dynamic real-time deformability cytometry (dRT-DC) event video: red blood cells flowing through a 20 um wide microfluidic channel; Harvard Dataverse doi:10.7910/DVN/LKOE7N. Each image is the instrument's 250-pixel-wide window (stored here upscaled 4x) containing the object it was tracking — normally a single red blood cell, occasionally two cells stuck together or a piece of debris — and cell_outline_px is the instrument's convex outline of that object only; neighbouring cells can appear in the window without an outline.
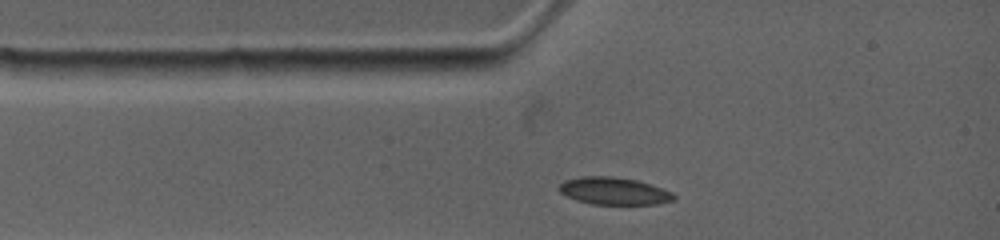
{"species": "common noctule bat (a hibernating species)", "species_latin": "Nyctalus noctula", "temperature_condition": "warm", "stored_images_in_passage": 3, "camera_frame_rate_fps": 4500, "um_per_image_px": 0.085, "animal": {"sex": "female", "body_mass_g": 19.0, "forearm_length_mm": 53.3}, "frame": {"image": 1, "passage_image": 1, "time_ms": 0.0, "image_size_px": [1000, 240], "cell_outline_px": [[676, 196], [672, 200], [656, 204], [592, 204], [576, 200], [560, 192], [556, 188], [564, 180], [580, 176], [608, 176], [636, 180], [664, 188], [672, 192]], "centroid_in_image_um": [52.16, 16.23], "position_along_channel_um": 32.8, "area_um2": 18.26}}
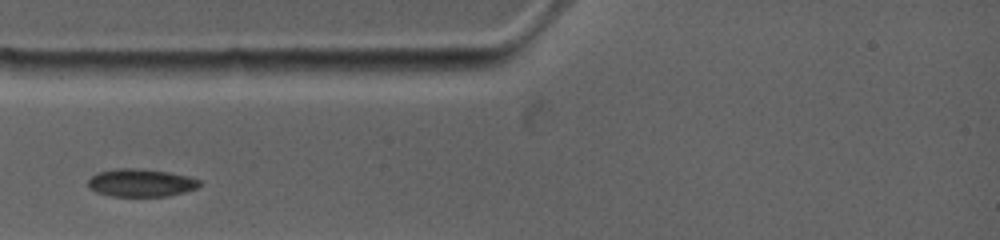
{"frame": {"image": 2, "passage_image": 2, "time_ms": 1.111, "image_size_px": [1000, 240], "cell_outline_px": [[200, 184], [196, 188], [184, 192], [168, 196], [112, 196], [96, 192], [88, 188], [88, 180], [96, 172], [120, 168], [136, 168], [168, 172], [188, 176], [200, 180]], "centroid_in_image_um": [11.95, 15.54], "position_along_channel_um": 73.1, "area_um2": 18.03}}
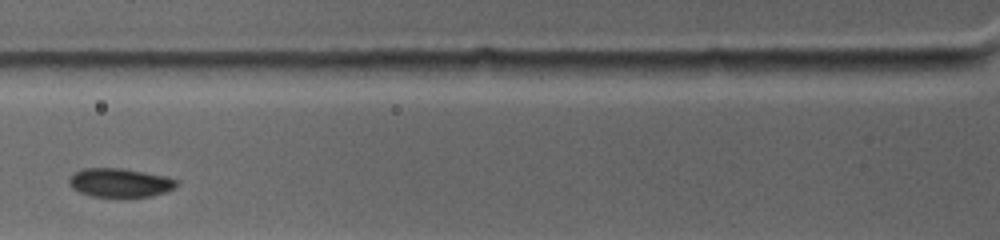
{"frame": {"image": 3, "passage_image": 3, "time_ms": 2.222, "image_size_px": [1000, 240], "cell_outline_px": [[180, 184], [176, 188], [168, 192], [152, 196], [92, 196], [80, 192], [72, 188], [68, 184], [68, 180], [76, 172], [84, 168], [120, 168], [168, 176], [180, 180]], "centroid_in_image_um": [10.28, 15.52], "position_along_channel_um": 115.5, "area_um2": 18.15}}